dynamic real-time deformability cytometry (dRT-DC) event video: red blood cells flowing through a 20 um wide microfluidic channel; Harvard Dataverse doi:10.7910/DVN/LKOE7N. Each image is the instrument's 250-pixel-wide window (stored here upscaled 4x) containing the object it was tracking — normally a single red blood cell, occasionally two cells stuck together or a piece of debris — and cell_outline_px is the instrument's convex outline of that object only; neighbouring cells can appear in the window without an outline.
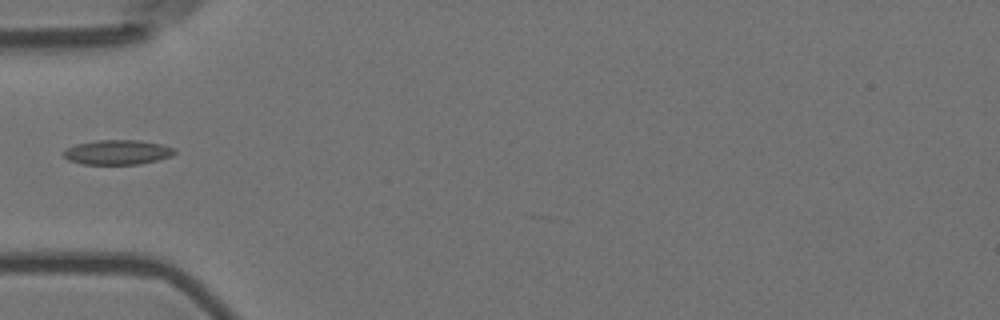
{"species": "Egyptian fruit bat (a non-hibernating species)", "species_latin": "Rousettus aegyptiacus", "temperature_condition": "room temperature", "stored_images_in_passage": 9, "camera_frame_rate_fps": 3000, "um_per_image_px": 0.085, "animal": {"sex": "female"}, "frame": {"image": 1, "passage_image": 6, "time_ms": 1.667, "image_size_px": [1000, 320], "cell_outline_px": [[176, 152], [172, 156], [140, 164], [84, 164], [68, 160], [60, 152], [76, 144], [96, 140], [140, 140], [160, 144], [176, 148]], "centroid_in_image_um": [9.98, 12.93], "position_along_channel_um": 75.0, "area_um2": 16.01}}
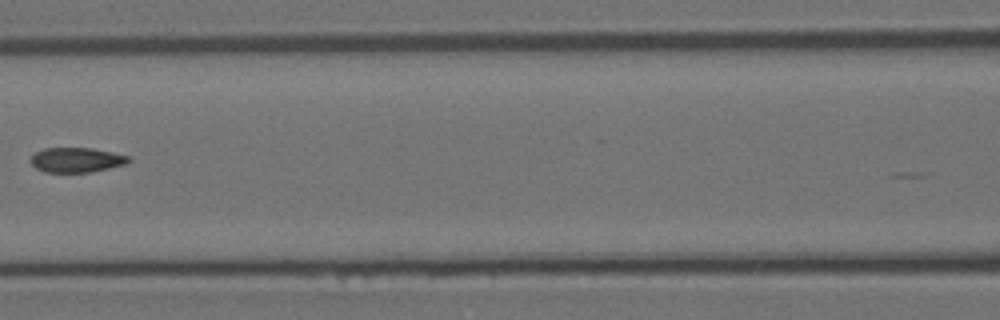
{"frame": {"image": 2, "passage_image": 8, "time_ms": 2.333, "image_size_px": [1000, 320], "cell_outline_px": [[132, 160], [124, 164], [108, 168], [88, 172], [44, 172], [36, 168], [28, 160], [36, 152], [44, 148], [92, 148], [112, 152], [128, 156]], "centroid_in_image_um": [6.47, 13.59], "position_along_channel_um": 160.1, "area_um2": 14.05}}
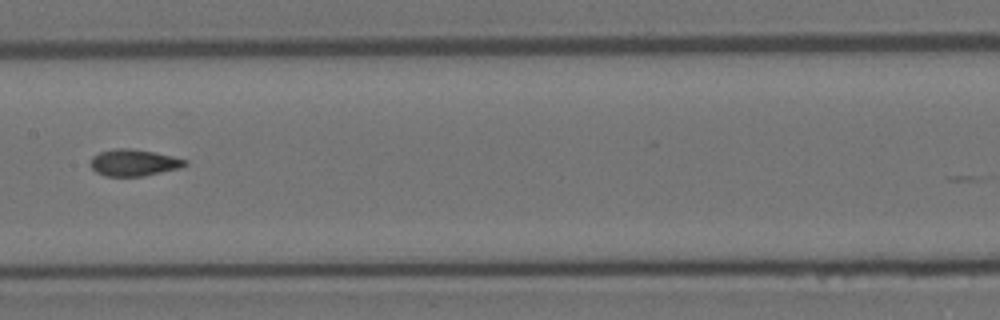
{"frame": {"image": 3, "passage_image": 9, "time_ms": 2.667, "image_size_px": [1000, 320], "cell_outline_px": [[188, 164], [180, 168], [144, 176], [104, 176], [96, 172], [88, 164], [92, 156], [100, 152], [112, 148], [128, 148], [152, 152], [172, 156], [188, 160]], "centroid_in_image_um": [11.34, 13.83], "position_along_channel_um": 196.1, "area_um2": 14.8}}